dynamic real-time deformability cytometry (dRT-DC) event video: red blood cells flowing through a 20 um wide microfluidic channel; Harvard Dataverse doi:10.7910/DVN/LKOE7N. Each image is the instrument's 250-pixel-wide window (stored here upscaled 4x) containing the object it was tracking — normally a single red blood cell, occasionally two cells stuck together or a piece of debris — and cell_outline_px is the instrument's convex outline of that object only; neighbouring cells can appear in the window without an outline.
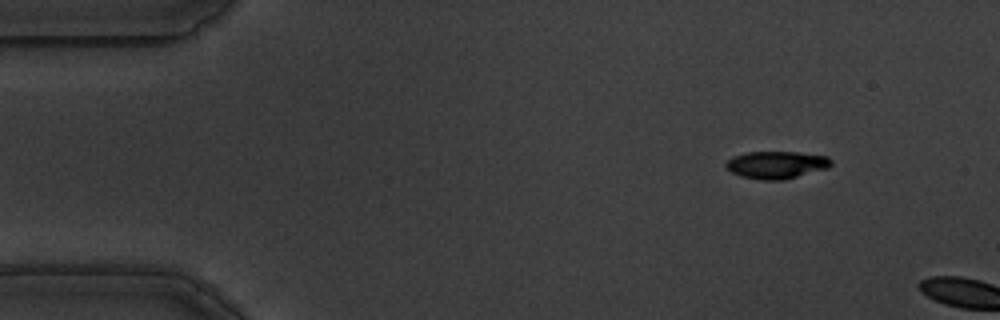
{"species": "common noctule bat (a hibernating species)", "species_latin": "Nyctalus noctula", "temperature_condition": "warm", "stored_images_in_passage": 10, "camera_frame_rate_fps": 3000, "um_per_image_px": 0.085, "animal": {"sex": "male", "body_mass_g": 19.5, "forearm_length_mm": 54.6}, "frame": {"image": 1, "passage_image": 7, "time_ms": 2.0, "image_size_px": [1000, 320], "cell_outline_px": [[832, 164], [828, 168], [784, 180], [760, 180], [740, 176], [732, 172], [724, 164], [732, 156], [748, 152], [800, 152], [828, 156], [832, 160]], "centroid_in_image_um": [66.02, 14.01], "position_along_channel_um": 19.0, "area_um2": 16.94}}